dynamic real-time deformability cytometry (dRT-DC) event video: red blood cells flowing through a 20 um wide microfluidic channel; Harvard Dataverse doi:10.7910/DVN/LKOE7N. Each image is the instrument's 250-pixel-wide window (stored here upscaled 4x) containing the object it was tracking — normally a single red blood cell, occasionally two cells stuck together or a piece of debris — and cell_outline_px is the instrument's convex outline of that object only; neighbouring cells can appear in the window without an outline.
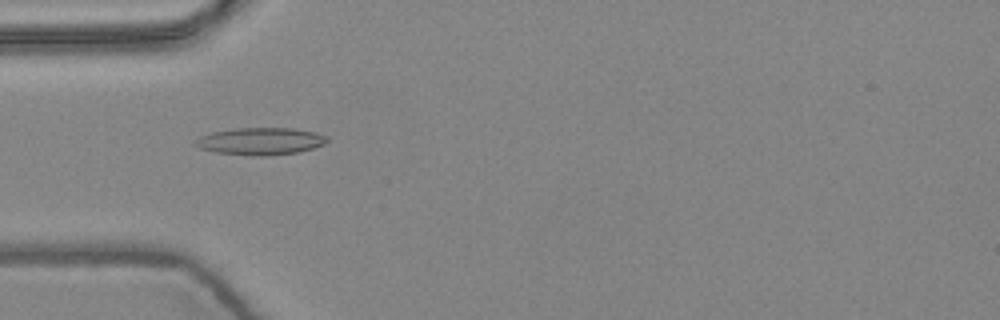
{"species": "common noctule bat (a hibernating species)", "species_latin": "Nyctalus noctula", "temperature_condition": "warm", "stored_images_in_passage": 6, "camera_frame_rate_fps": 3000, "um_per_image_px": 0.085, "animal": {"sex": "female", "body_mass_g": 24.6, "forearm_length_mm": 56.2}, "frame": {"image": 1, "passage_image": 5, "time_ms": 1.333, "image_size_px": [1000, 320], "cell_outline_px": [[328, 140], [324, 144], [300, 152], [268, 156], [252, 156], [216, 152], [200, 148], [192, 144], [192, 140], [200, 136], [212, 132], [236, 128], [296, 128], [316, 132], [328, 136]], "centroid_in_image_um": [22.13, 12.0], "position_along_channel_um": 62.9, "area_um2": 21.21}}
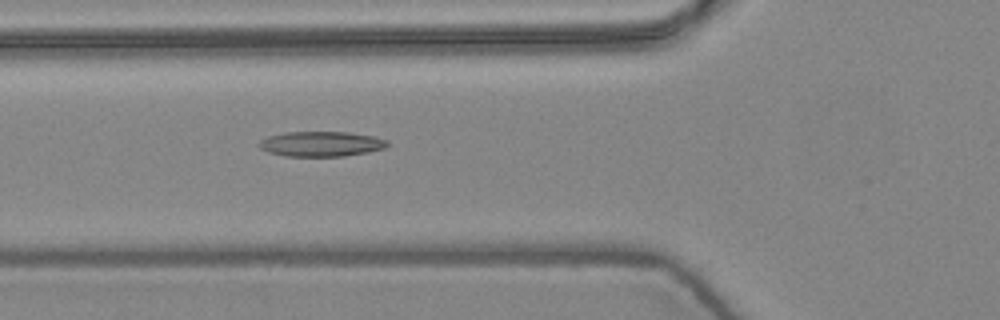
{"frame": {"image": 2, "passage_image": 6, "time_ms": 1.667, "image_size_px": [1000, 320], "cell_outline_px": [[388, 144], [384, 148], [368, 152], [344, 156], [284, 156], [268, 152], [260, 148], [256, 144], [260, 140], [268, 136], [284, 132], [348, 132], [376, 136], [388, 140]], "centroid_in_image_um": [27.28, 12.23], "position_along_channel_um": 98.5, "area_um2": 18.9}}